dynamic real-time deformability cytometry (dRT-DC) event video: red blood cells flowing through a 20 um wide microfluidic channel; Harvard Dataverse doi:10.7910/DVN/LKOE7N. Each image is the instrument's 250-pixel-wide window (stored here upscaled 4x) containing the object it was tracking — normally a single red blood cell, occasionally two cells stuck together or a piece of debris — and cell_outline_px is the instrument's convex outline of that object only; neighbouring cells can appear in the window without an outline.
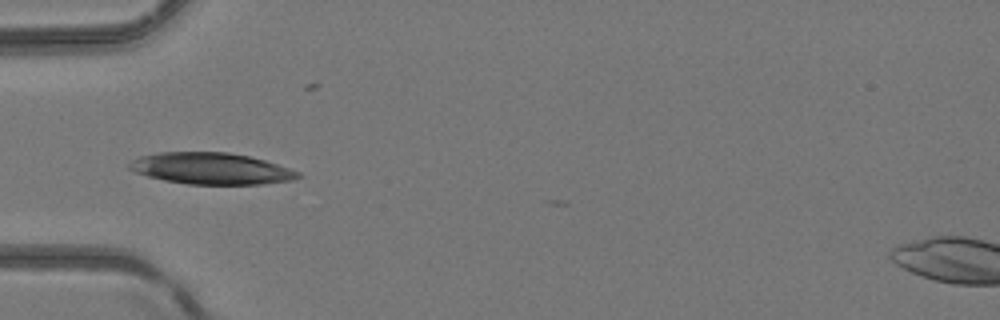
{"species": "common noctule bat (a hibernating species)", "species_latin": "Nyctalus noctula", "temperature_condition": "room temperature", "stored_images_in_passage": 3, "camera_frame_rate_fps": 3000, "um_per_image_px": 0.085, "animal": {"sex": "female", "body_mass_g": 24.6, "forearm_length_mm": 56.2}, "frame": {"image": 1, "passage_image": 3, "time_ms": 2.333, "image_size_px": [1000, 320], "cell_outline_px": [[304, 176], [292, 180], [264, 184], [188, 184], [164, 180], [148, 176], [136, 172], [128, 168], [128, 164], [132, 160], [140, 156], [160, 152], [228, 152], [248, 156], [264, 160], [300, 172]], "centroid_in_image_um": [17.95, 14.32], "position_along_channel_um": 67.0, "area_um2": 30.87}}